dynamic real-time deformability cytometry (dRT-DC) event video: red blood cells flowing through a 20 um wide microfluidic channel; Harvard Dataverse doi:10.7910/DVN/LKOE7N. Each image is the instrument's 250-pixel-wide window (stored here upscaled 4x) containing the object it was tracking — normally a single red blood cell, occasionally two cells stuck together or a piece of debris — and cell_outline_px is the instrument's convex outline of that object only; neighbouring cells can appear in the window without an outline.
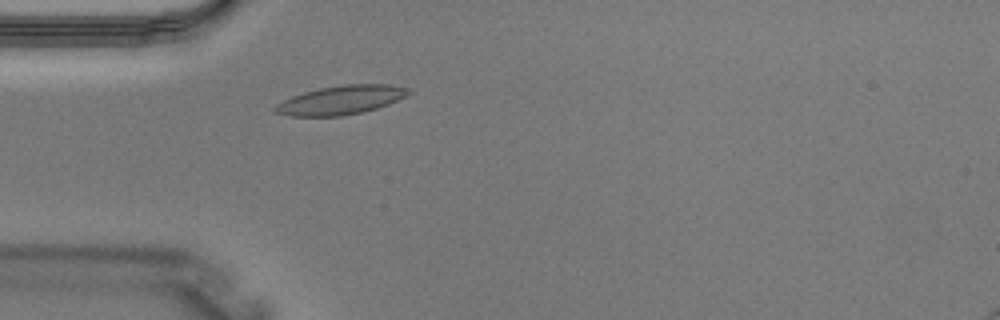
{"species": "Egyptian fruit bat (a non-hibernating species)", "species_latin": "Rousettus aegyptiacus", "temperature_condition": "warm", "stored_images_in_passage": 1, "camera_frame_rate_fps": 3000, "um_per_image_px": 0.085, "animal": {"sex": "male"}, "frame": {"image": 1, "passage_image": 1, "time_ms": 0.0, "image_size_px": [1000, 320], "cell_outline_px": [[412, 92], [408, 96], [388, 104], [376, 108], [360, 112], [340, 116], [288, 116], [276, 112], [272, 108], [276, 104], [292, 96], [304, 92], [320, 88], [344, 84], [388, 84], [408, 88]], "centroid_in_image_um": [28.99, 8.5], "position_along_channel_um": 56.0, "area_um2": 22.37}}